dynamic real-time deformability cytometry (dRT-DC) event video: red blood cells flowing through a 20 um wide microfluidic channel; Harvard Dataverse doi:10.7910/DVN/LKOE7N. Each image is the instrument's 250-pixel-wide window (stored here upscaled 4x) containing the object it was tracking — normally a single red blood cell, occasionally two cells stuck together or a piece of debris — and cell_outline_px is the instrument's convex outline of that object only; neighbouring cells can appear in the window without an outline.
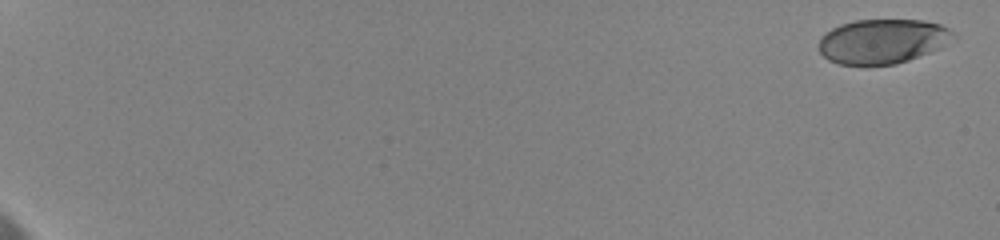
{"species": "human", "species_latin": "Homo sapiens", "temperature_condition": "cold", "stored_images_in_passage": 14, "camera_frame_rate_fps": 3000, "um_per_image_px": 0.085, "donor": {"sex": "female"}, "frame": {"image": 1, "passage_image": 1, "time_ms": 0.0, "image_size_px": [1000, 240], "cell_outline_px": [[956, 40], [940, 48], [908, 60], [896, 64], [840, 64], [828, 60], [820, 52], [820, 40], [832, 28], [840, 24], [856, 20], [924, 20], [940, 24], [948, 28], [952, 32]], "centroid_in_image_um": [75.07, 3.5], "position_along_channel_um": 9.9, "area_um2": 34.68}}
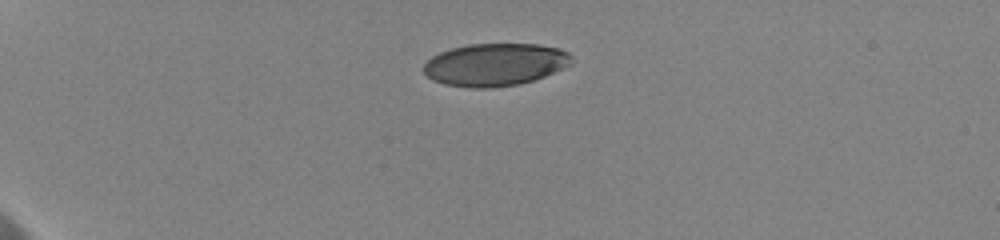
{"frame": {"image": 2, "passage_image": 6, "time_ms": 5.333, "image_size_px": [1000, 240], "cell_outline_px": [[572, 64], [564, 68], [544, 76], [532, 80], [516, 84], [488, 88], [476, 88], [444, 84], [432, 80], [424, 72], [424, 64], [432, 56], [440, 52], [452, 48], [468, 44], [540, 44], [560, 48], [568, 52], [572, 56]], "centroid_in_image_um": [42.1, 5.48], "position_along_channel_um": 42.9, "area_um2": 36.65}}
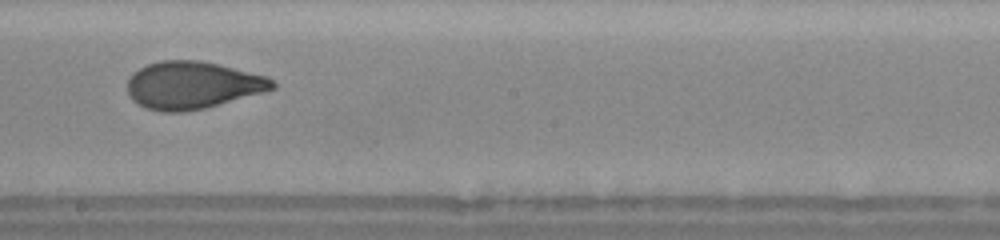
{"frame": {"image": 3, "passage_image": 12, "time_ms": 12.333, "image_size_px": [1000, 240], "cell_outline_px": [[276, 88], [204, 108], [184, 112], [160, 112], [144, 108], [136, 104], [128, 96], [128, 80], [132, 72], [148, 64], [160, 60], [200, 60], [268, 76], [276, 84]], "centroid_in_image_um": [16.31, 7.24], "position_along_channel_um": 231.9, "area_um2": 40.11}}